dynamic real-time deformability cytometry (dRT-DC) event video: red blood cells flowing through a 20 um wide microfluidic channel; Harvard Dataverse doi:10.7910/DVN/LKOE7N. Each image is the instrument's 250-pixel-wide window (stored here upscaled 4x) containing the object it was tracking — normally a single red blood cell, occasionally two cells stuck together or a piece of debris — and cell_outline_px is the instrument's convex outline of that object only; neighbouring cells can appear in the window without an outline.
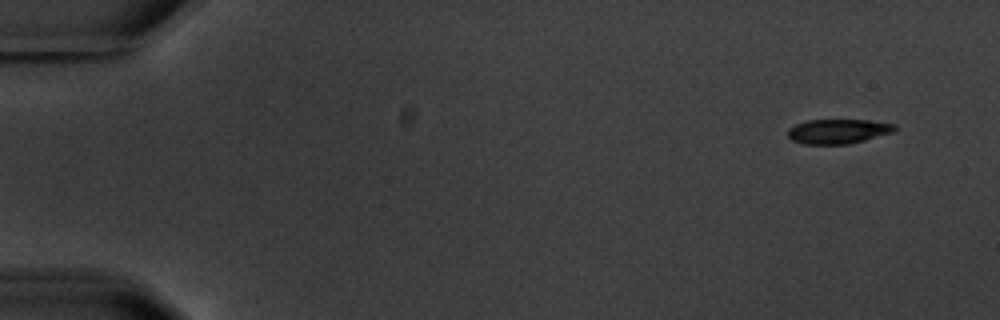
{"species": "common noctule bat (a hibernating species)", "species_latin": "Nyctalus noctula", "temperature_condition": "warm", "stored_images_in_passage": 9, "camera_frame_rate_fps": 3000, "um_per_image_px": 0.085, "animal": {"sex": "male", "body_mass_g": 20.1, "forearm_length_mm": 53.5}, "frame": {"image": 1, "passage_image": 1, "time_ms": 0.0, "image_size_px": [1000, 320], "cell_outline_px": [[896, 132], [848, 144], [804, 144], [792, 140], [788, 136], [788, 128], [796, 124], [808, 120], [868, 120], [896, 124]], "centroid_in_image_um": [71.26, 11.16], "position_along_channel_um": 13.7, "area_um2": 15.37}}
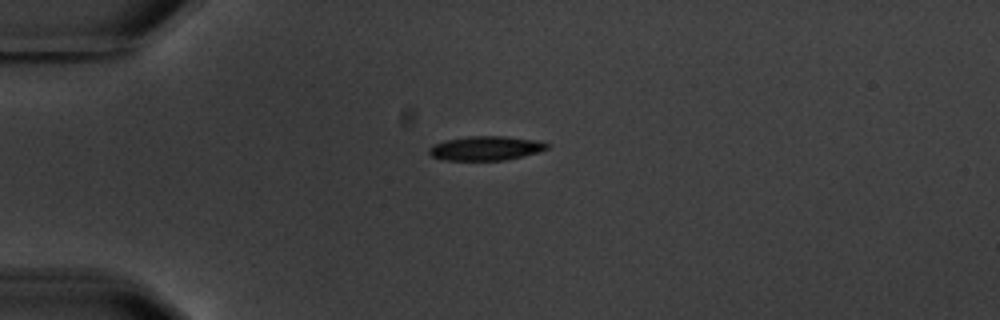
{"frame": {"image": 2, "passage_image": 4, "time_ms": 3.667, "image_size_px": [1000, 320], "cell_outline_px": [[548, 148], [536, 152], [504, 160], [444, 160], [432, 156], [428, 152], [428, 148], [432, 144], [448, 140], [468, 136], [508, 136], [536, 140], [548, 144]], "centroid_in_image_um": [41.24, 12.59], "position_along_channel_um": 43.8, "area_um2": 16.47}}
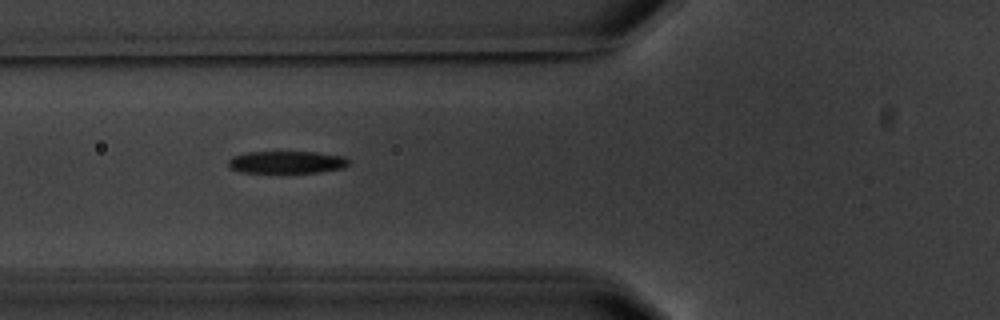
{"frame": {"image": 3, "passage_image": 6, "time_ms": 6.0, "image_size_px": [1000, 320], "cell_outline_px": [[348, 164], [344, 168], [320, 172], [240, 172], [228, 168], [228, 160], [232, 156], [244, 152], [316, 152], [344, 156], [348, 160]], "centroid_in_image_um": [24.33, 13.78], "position_along_channel_um": 101.5, "area_um2": 15.72}}